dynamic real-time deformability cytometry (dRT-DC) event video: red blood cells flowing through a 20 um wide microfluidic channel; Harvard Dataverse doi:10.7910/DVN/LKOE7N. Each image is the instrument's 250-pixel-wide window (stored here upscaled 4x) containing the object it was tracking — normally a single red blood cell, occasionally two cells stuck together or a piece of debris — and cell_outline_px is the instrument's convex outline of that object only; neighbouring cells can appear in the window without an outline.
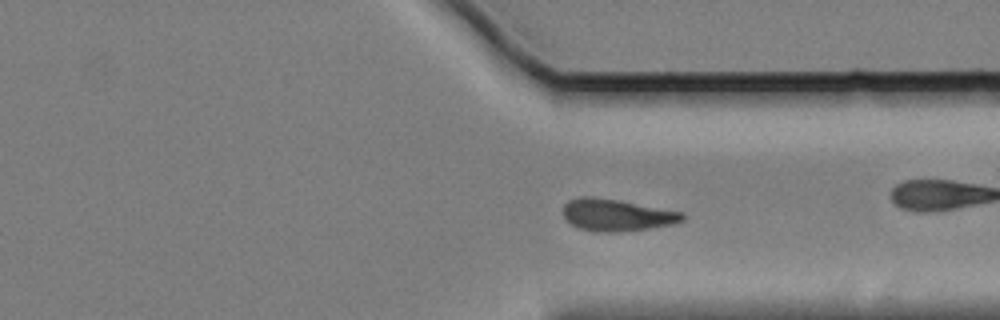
{"species": "Egyptian fruit bat (a non-hibernating species)", "species_latin": "Rousettus aegyptiacus", "temperature_condition": "cold", "stored_images_in_passage": 57, "camera_frame_rate_fps": 3000, "um_per_image_px": 0.085, "animal": {"sex": "female"}, "frame": {"image": 1, "passage_image": 41, "time_ms": 13.333, "image_size_px": [1000, 320], "cell_outline_px": [[684, 220], [676, 224], [652, 228], [620, 232], [592, 232], [580, 228], [572, 224], [564, 216], [564, 204], [568, 200], [584, 196], [592, 196], [620, 200], [684, 212]], "centroid_in_image_um": [52.46, 18.28], "position_along_channel_um": 358.9, "area_um2": 22.48}, "authors_computed_cell_mechanics": {"area_um2": 22.253, "velocity_mm_per_s": 3.3879, "shape_relaxation_time_tau1_ms": 5.6576, "shape_relaxation_time_tau2_ms": null, "deformation_change_tau1": 0.1394, "deformation_change_tau2": null}}